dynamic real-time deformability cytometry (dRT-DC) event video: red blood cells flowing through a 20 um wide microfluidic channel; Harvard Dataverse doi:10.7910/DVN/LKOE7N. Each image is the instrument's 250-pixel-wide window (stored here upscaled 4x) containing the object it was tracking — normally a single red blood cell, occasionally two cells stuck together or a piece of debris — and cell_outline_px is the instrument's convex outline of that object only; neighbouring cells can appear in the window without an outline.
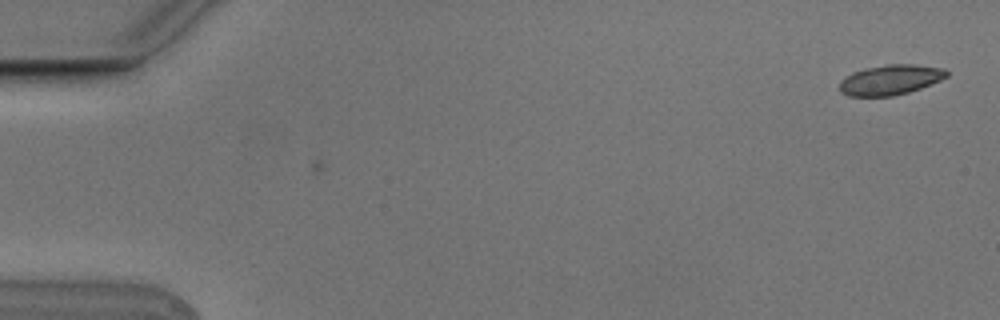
{"species": "Egyptian fruit bat (a non-hibernating species)", "species_latin": "Rousettus aegyptiacus", "temperature_condition": "cold", "stored_images_in_passage": 6, "segment_of_instrument_passage": [2, 2], "camera_frame_rate_fps": 3000, "um_per_image_px": 0.085, "animal": {"sex": "male"}, "frame": {"image": 1, "passage_image": 6, "time_ms": 1.667, "image_size_px": [1000, 320], "cell_outline_px": [[948, 76], [940, 80], [920, 88], [908, 92], [892, 96], [848, 96], [840, 92], [840, 80], [852, 72], [864, 68], [888, 64], [912, 64], [944, 68], [948, 72]], "centroid_in_image_um": [75.66, 6.78], "position_along_channel_um": 9.3, "area_um2": 18.79}}